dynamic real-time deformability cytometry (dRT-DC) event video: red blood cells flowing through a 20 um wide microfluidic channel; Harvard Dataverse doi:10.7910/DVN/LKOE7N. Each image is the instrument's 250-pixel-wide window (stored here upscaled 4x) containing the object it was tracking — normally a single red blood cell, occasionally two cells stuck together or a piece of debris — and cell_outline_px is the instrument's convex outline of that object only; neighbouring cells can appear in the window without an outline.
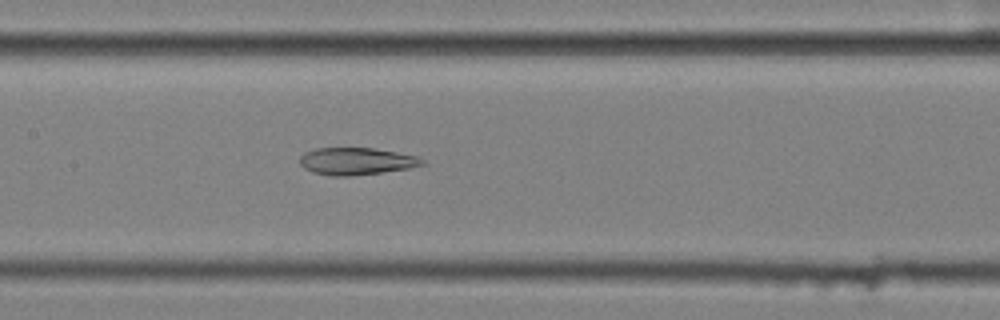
{"species": "common noctule bat (a hibernating species)", "species_latin": "Nyctalus noctula", "temperature_condition": "cold", "stored_images_in_passage": 43, "camera_frame_rate_fps": 3000, "um_per_image_px": 0.085, "animal": {"sex": "female", "body_mass_g": 25.1}, "frame": {"image": 1, "passage_image": 18, "time_ms": 5.667, "image_size_px": [1000, 320], "cell_outline_px": [[428, 164], [408, 168], [380, 172], [348, 176], [328, 176], [312, 172], [304, 168], [300, 164], [300, 156], [304, 152], [316, 148], [372, 148], [420, 156]], "centroid_in_image_um": [30.29, 13.7], "position_along_channel_um": 177.1, "area_um2": 19.48}}
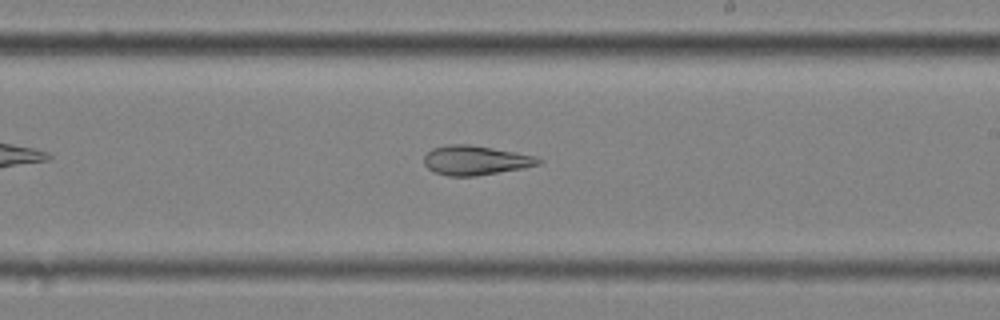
{"frame": {"image": 2, "passage_image": 24, "time_ms": 7.667, "image_size_px": [1000, 320], "cell_outline_px": [[544, 160], [540, 164], [524, 168], [476, 176], [448, 176], [432, 172], [424, 164], [424, 156], [432, 148], [448, 144], [468, 144], [516, 152], [536, 156]], "centroid_in_image_um": [40.42, 13.63], "position_along_channel_um": 248.6, "area_um2": 19.77}}
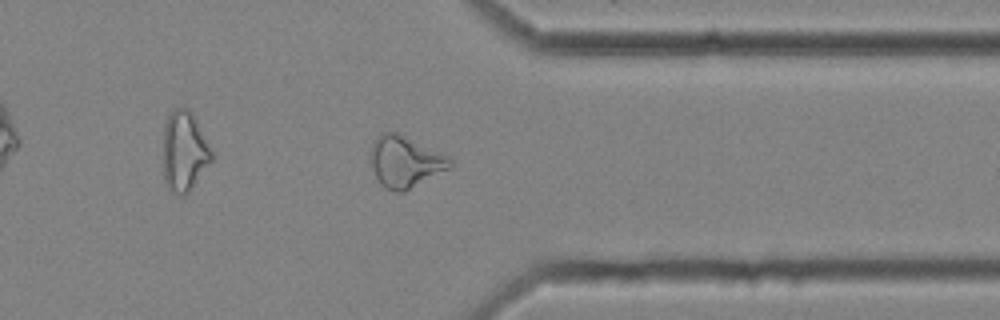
{"frame": {"image": 3, "passage_image": 35, "time_ms": 11.333, "image_size_px": [1000, 320], "cell_outline_px": [[452, 164], [448, 168], [404, 192], [396, 192], [384, 188], [380, 184], [372, 168], [368, 152], [372, 140], [380, 132], [396, 132], [448, 156], [452, 160]], "centroid_in_image_um": [34.35, 13.73], "position_along_channel_um": 377.1, "area_um2": 23.76}, "authors_computed_cell_mechanics": {"area_um2": 21.964, "velocity_mm_per_s": 3.5818, "shape_relaxation_time_tau1_ms": null, "shape_relaxation_time_tau2_ms": 3.7311, "deformation_change_tau1": null, "deformation_change_tau2": 0.1233}}